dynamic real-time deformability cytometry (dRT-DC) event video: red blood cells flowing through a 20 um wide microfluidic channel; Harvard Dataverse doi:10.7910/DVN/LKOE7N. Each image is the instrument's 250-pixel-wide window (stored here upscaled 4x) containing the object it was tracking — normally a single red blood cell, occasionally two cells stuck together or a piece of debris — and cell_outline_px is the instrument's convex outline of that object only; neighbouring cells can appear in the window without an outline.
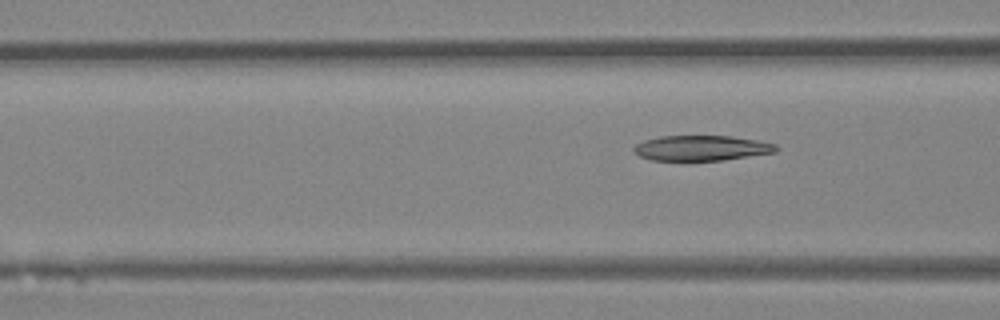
{"species": "Egyptian fruit bat (a non-hibernating species)", "species_latin": "Rousettus aegyptiacus", "temperature_condition": "room temperature", "stored_images_in_passage": 4, "camera_frame_rate_fps": 3000, "um_per_image_px": 0.085, "animal": {"sex": "female"}, "frame": {"image": 1, "passage_image": 4, "time_ms": 1.0, "image_size_px": [1000, 320], "cell_outline_px": [[780, 148], [776, 152], [724, 160], [652, 160], [640, 156], [632, 152], [632, 148], [636, 144], [644, 140], [660, 136], [732, 136], [756, 140], [776, 144]], "centroid_in_image_um": [59.62, 12.58], "position_along_channel_um": 107.0, "area_um2": 20.98}}